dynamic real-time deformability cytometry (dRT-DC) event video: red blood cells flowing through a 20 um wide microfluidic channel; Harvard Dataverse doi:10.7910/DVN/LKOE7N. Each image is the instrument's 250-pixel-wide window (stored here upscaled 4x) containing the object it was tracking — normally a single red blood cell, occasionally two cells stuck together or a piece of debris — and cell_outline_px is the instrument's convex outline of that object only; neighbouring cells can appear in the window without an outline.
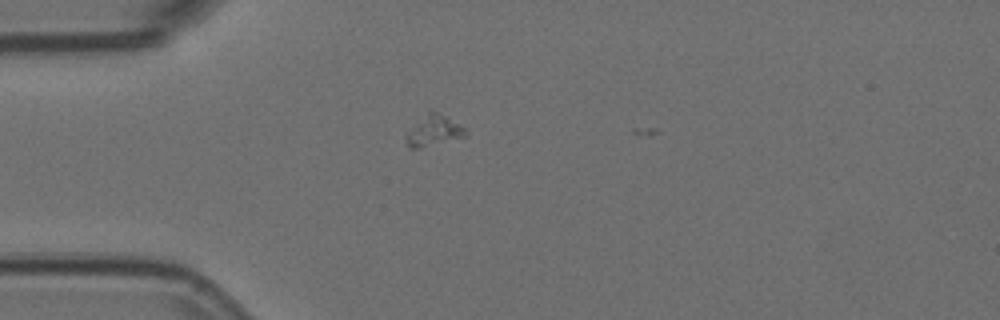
{"species": "Egyptian fruit bat (a non-hibernating species)", "species_latin": "Rousettus aegyptiacus", "temperature_condition": "room temperature", "stored_images_in_passage": 3, "camera_frame_rate_fps": 3000, "um_per_image_px": 0.085, "animal": {"sex": "female"}, "frame": {"image": 1, "passage_image": 2, "time_ms": 0.333, "image_size_px": [1000, 320], "cell_outline_px": [[468, 136], [420, 148], [408, 148], [404, 136], [428, 112], [436, 112], [444, 116], [464, 128]], "centroid_in_image_um": [36.85, 11.16], "position_along_channel_um": 48.1, "area_um2": 10.17}}